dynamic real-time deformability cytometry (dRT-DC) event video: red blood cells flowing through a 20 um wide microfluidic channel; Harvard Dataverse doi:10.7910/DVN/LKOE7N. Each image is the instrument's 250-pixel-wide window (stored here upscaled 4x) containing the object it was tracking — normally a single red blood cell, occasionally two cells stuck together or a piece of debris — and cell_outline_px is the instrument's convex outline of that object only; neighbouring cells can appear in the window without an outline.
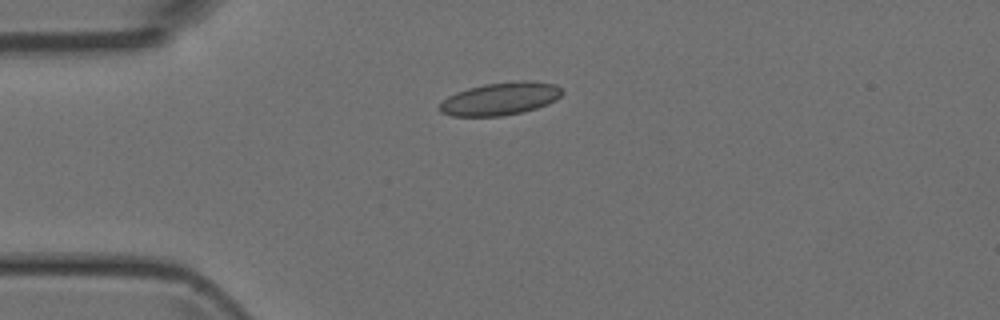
{"species": "Egyptian fruit bat (a non-hibernating species)", "species_latin": "Rousettus aegyptiacus", "temperature_condition": "room temperature", "stored_images_in_passage": 6, "camera_frame_rate_fps": 3000, "um_per_image_px": 0.085, "animal": {"sex": "female"}, "frame": {"image": 1, "passage_image": 6, "time_ms": 5.667, "image_size_px": [1000, 320], "cell_outline_px": [[564, 92], [556, 100], [548, 104], [536, 108], [520, 112], [500, 116], [452, 116], [440, 112], [436, 108], [448, 96], [456, 92], [468, 88], [484, 84], [520, 80], [528, 80], [556, 84]], "centroid_in_image_um": [42.52, 8.38], "position_along_channel_um": 42.5, "area_um2": 23.47}}